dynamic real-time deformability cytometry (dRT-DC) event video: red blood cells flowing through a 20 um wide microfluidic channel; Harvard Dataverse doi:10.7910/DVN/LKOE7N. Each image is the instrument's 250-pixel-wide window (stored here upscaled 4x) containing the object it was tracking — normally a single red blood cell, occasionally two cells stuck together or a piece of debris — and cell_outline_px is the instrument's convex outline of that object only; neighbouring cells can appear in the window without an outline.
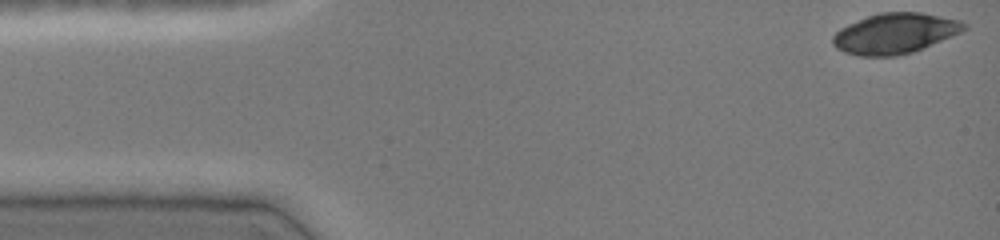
{"species": "common noctule bat (a hibernating species)", "species_latin": "Nyctalus noctula", "temperature_condition": "cold", "stored_images_in_passage": 42, "camera_frame_rate_fps": 3000, "um_per_image_px": 0.085, "animal": {"sex": "female", "body_mass_g": 19.0, "forearm_length_mm": 51.5}, "frame": {"image": 1, "passage_image": 1, "time_ms": 0.0, "image_size_px": [1000, 240], "cell_outline_px": [[968, 28], [952, 36], [924, 48], [912, 52], [896, 56], [860, 56], [844, 52], [836, 48], [832, 44], [832, 36], [840, 28], [848, 24], [868, 16], [880, 12], [920, 12], [960, 20], [968, 24]], "centroid_in_image_um": [76.07, 2.84], "position_along_channel_um": 8.9, "area_um2": 30.98}}